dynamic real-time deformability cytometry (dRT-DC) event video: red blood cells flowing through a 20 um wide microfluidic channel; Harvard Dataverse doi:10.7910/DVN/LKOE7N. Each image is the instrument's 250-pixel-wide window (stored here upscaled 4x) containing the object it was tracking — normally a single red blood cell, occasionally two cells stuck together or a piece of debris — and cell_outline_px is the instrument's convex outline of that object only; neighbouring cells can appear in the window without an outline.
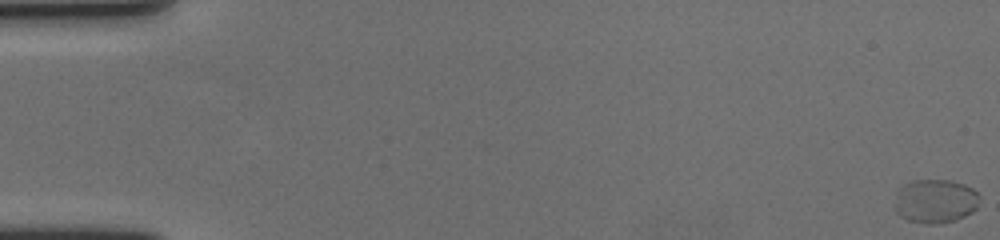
{"species": "human", "species_latin": "Homo sapiens", "temperature_condition": "cold", "stored_images_in_passage": 60, "camera_frame_rate_fps": 3000, "um_per_image_px": 0.085, "donor": {"sex": "female"}, "frame": {"image": 1, "passage_image": 1, "time_ms": 0.0, "image_size_px": [1000, 240], "cell_outline_px": [[980, 196], [976, 208], [972, 212], [956, 220], [936, 224], [924, 224], [908, 220], [900, 216], [896, 212], [896, 192], [904, 184], [912, 180], [948, 180], [964, 184], [972, 188]], "centroid_in_image_um": [79.5, 17.1], "position_along_channel_um": 5.5, "area_um2": 21.73}}
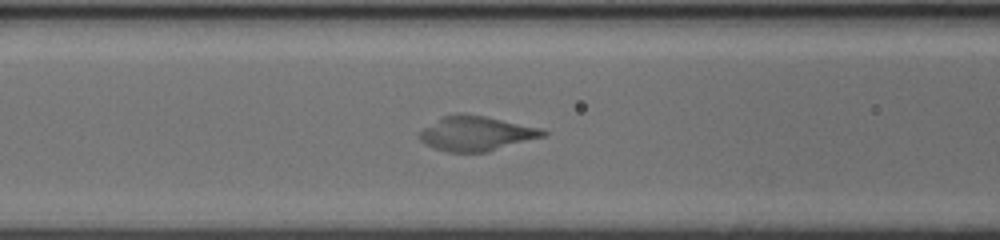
{"frame": {"image": 2, "passage_image": 26, "time_ms": 8.333, "image_size_px": [1000, 240], "cell_outline_px": [[548, 132], [544, 136], [488, 152], [448, 152], [424, 144], [416, 136], [424, 128], [444, 116], [456, 112], [460, 112], [484, 116], [544, 128]], "centroid_in_image_um": [40.49, 11.34], "position_along_channel_um": 126.1, "area_um2": 25.03}}
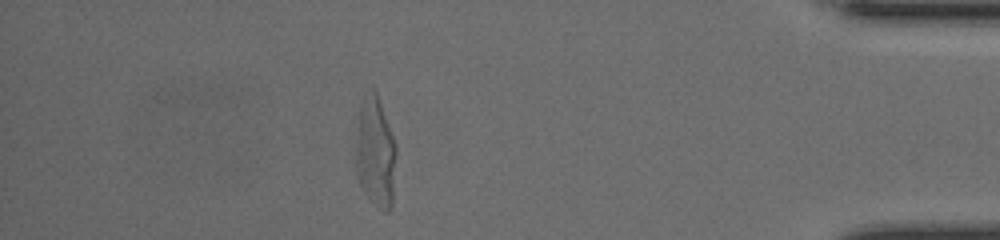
{"frame": {"image": 3, "passage_image": 53, "time_ms": 17.333, "image_size_px": [1000, 240], "cell_outline_px": [[396, 156], [392, 208], [388, 212], [384, 212], [364, 192], [360, 184], [356, 172], [356, 128], [360, 104], [364, 92], [372, 84], [376, 92], [396, 144]], "centroid_in_image_um": [31.9, 12.89], "position_along_channel_um": 403.3, "area_um2": 26.36}, "authors_computed_cell_mechanics": {"area_um2": 25.1141, "velocity_mm_per_s": 3.5812, "shape_relaxation_time_tau1_ms": 3.8163, "shape_relaxation_time_tau2_ms": null, "deformation_change_tau1": 0.2873, "deformation_change_tau2": null}}